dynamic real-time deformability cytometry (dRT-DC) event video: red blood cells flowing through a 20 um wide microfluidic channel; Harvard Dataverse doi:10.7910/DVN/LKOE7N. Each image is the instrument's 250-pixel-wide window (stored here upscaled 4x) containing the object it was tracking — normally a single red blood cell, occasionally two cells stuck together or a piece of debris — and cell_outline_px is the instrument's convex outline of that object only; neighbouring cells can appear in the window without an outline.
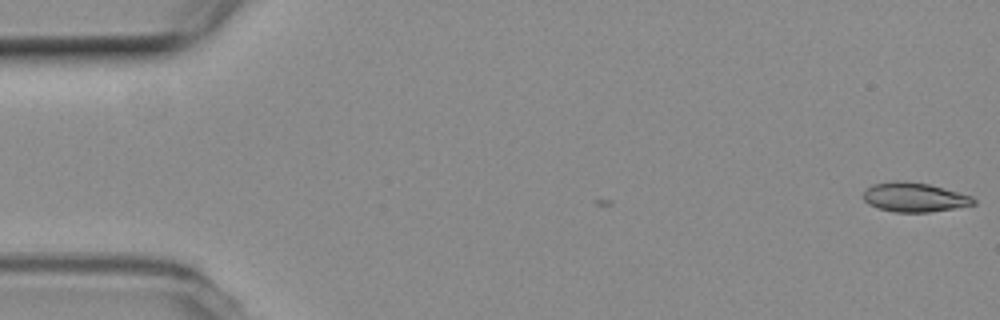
{"species": "common noctule bat (a hibernating species)", "species_latin": "Nyctalus noctula", "temperature_condition": "room temperature", "stored_images_in_passage": 4, "camera_frame_rate_fps": 3000, "um_per_image_px": 0.085, "animal": {"sex": "female", "body_mass_g": 19.3, "forearm_length_mm": 54.1}, "frame": {"image": 1, "passage_image": 1, "time_ms": 0.0, "image_size_px": [1000, 320], "cell_outline_px": [[976, 204], [928, 212], [892, 212], [868, 204], [864, 200], [864, 192], [872, 184], [896, 180], [928, 184], [972, 196], [976, 200]], "centroid_in_image_um": [77.71, 16.77], "position_along_channel_um": 7.3, "area_um2": 18.55}}